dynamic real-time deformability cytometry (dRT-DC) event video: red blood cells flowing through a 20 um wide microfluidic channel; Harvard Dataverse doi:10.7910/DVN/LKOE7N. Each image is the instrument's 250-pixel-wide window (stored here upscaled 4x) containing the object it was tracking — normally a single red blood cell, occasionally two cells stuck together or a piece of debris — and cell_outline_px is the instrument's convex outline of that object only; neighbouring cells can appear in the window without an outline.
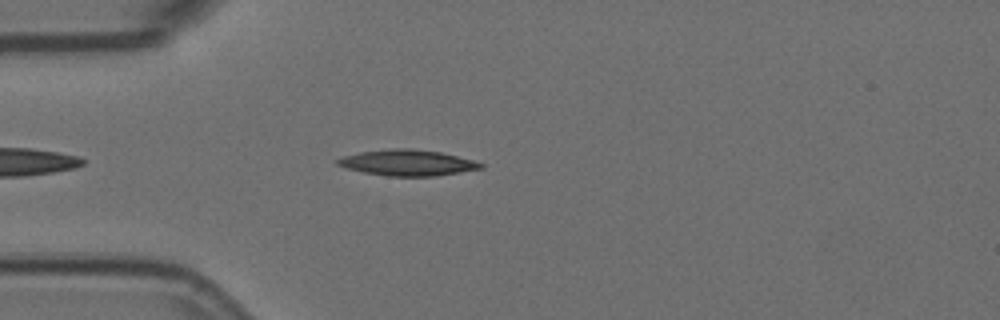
{"species": "Egyptian fruit bat (a non-hibernating species)", "species_latin": "Rousettus aegyptiacus", "temperature_condition": "room temperature", "stored_images_in_passage": 40, "camera_frame_rate_fps": 3000, "um_per_image_px": 0.085, "animal": {"sex": "female"}, "frame": {"image": 1, "passage_image": 5, "time_ms": 1.333, "image_size_px": [1000, 320], "cell_outline_px": [[484, 168], [436, 176], [388, 176], [364, 172], [348, 168], [336, 164], [336, 160], [340, 156], [360, 152], [392, 148], [412, 148], [440, 152], [472, 160], [484, 164]], "centroid_in_image_um": [34.62, 13.82], "position_along_channel_um": 50.4, "area_um2": 21.56}}
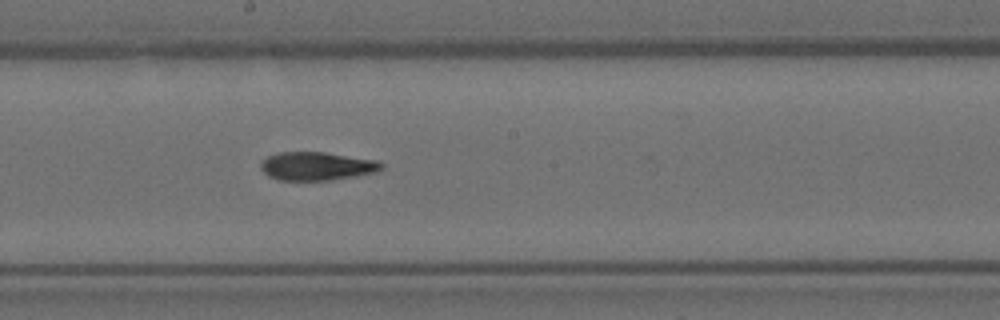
{"frame": {"image": 2, "passage_image": 20, "time_ms": 6.333, "image_size_px": [1000, 320], "cell_outline_px": [[384, 168], [376, 172], [356, 176], [332, 180], [280, 180], [268, 176], [260, 168], [260, 164], [268, 156], [280, 152], [324, 152], [376, 160], [384, 164]], "centroid_in_image_um": [26.95, 14.12], "position_along_channel_um": 221.3, "area_um2": 19.94}}
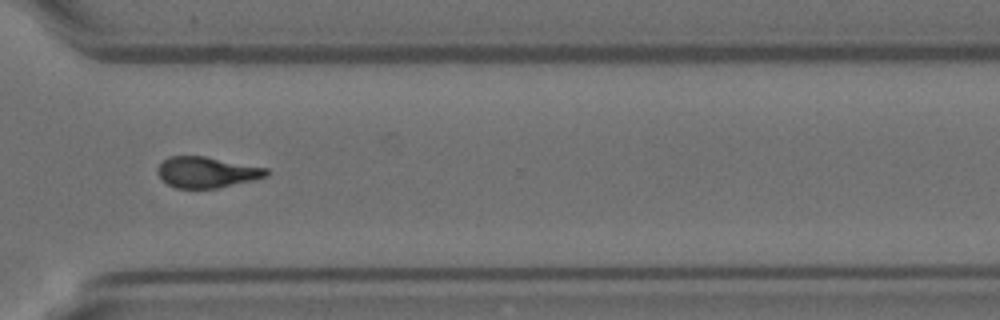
{"frame": {"image": 3, "passage_image": 31, "time_ms": 10.0, "image_size_px": [1000, 320], "cell_outline_px": [[268, 176], [252, 180], [216, 188], [176, 188], [168, 184], [156, 172], [156, 168], [168, 156], [204, 156], [268, 168]], "centroid_in_image_um": [17.56, 14.63], "position_along_channel_um": 353.0, "area_um2": 19.42}, "authors_computed_cell_mechanics": {"area_um2": 20.4323, "velocity_mm_per_s": 3.6105, "shape_relaxation_time_tau1_ms": null, "shape_relaxation_time_tau2_ms": 4.6844, "deformation_change_tau1": null, "deformation_change_tau2": 0.1296}}